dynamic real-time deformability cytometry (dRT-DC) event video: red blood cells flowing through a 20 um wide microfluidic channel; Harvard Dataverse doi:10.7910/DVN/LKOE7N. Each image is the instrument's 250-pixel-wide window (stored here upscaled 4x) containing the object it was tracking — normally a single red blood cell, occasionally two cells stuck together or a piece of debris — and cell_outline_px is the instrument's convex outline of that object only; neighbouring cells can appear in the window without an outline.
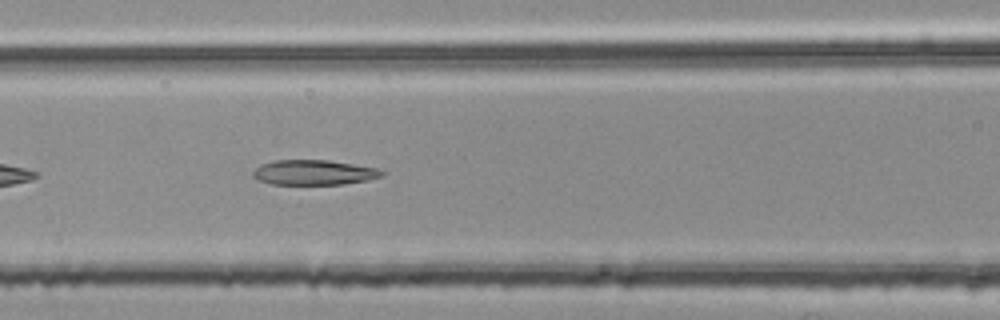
{"species": "common noctule bat (a hibernating species)", "species_latin": "Nyctalus noctula", "temperature_condition": "room temperature", "stored_images_in_passage": 37, "camera_frame_rate_fps": 3000, "um_per_image_px": 0.085, "animal": {"sex": "female", "body_mass_g": 25.1}, "frame": {"image": 1, "passage_image": 8, "time_ms": 2.333, "image_size_px": [1000, 320], "cell_outline_px": [[384, 176], [368, 180], [340, 184], [272, 184], [260, 180], [252, 176], [252, 172], [260, 164], [272, 160], [328, 160], [376, 168], [384, 172]], "centroid_in_image_um": [26.66, 14.65], "position_along_channel_um": 139.9, "area_um2": 18.67}}
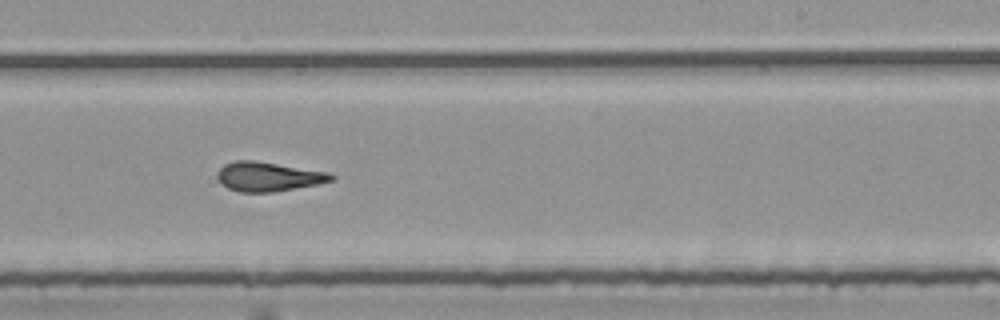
{"frame": {"image": 2, "passage_image": 18, "time_ms": 5.667, "image_size_px": [1000, 320], "cell_outline_px": [[336, 176], [332, 180], [316, 184], [272, 192], [240, 192], [228, 188], [216, 176], [216, 172], [224, 164], [236, 160], [252, 160], [328, 172]], "centroid_in_image_um": [22.77, 15.0], "position_along_channel_um": 266.2, "area_um2": 19.13}}
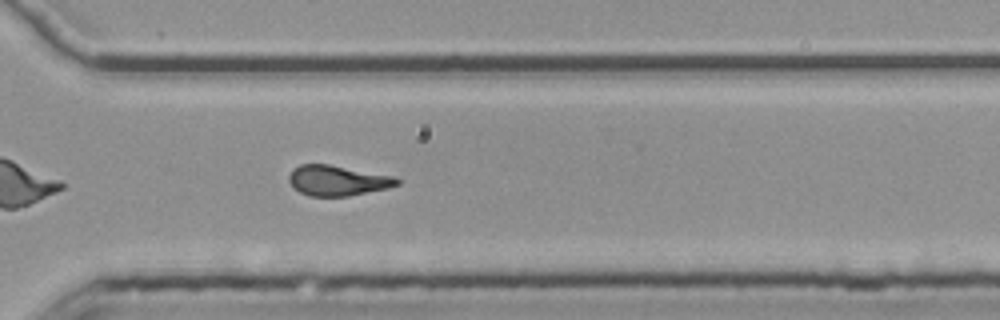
{"frame": {"image": 3, "passage_image": 24, "time_ms": 7.667, "image_size_px": [1000, 320], "cell_outline_px": [[400, 184], [388, 188], [348, 196], [308, 196], [300, 192], [288, 180], [288, 176], [292, 168], [300, 164], [328, 164], [392, 176], [400, 180]], "centroid_in_image_um": [28.67, 15.34], "position_along_channel_um": 341.9, "area_um2": 18.96}, "authors_computed_cell_mechanics": {"area_um2": 19.074, "velocity_mm_per_s": 3.8026, "shape_relaxation_time_tau1_ms": null, "shape_relaxation_time_tau2_ms": 3.1732, "deformation_change_tau1": null, "deformation_change_tau2": 0.1469}}